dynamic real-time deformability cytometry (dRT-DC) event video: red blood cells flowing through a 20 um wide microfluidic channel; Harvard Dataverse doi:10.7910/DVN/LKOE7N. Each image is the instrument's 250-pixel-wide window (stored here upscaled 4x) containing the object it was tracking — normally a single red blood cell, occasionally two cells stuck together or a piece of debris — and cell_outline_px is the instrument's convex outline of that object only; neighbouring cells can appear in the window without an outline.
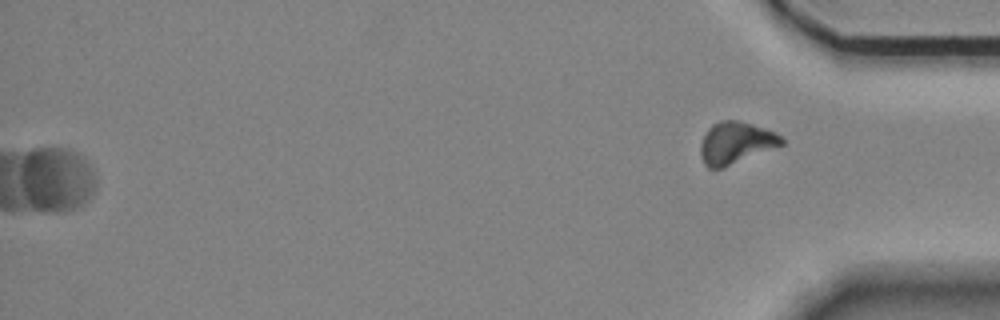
{"species": "Egyptian fruit bat (a non-hibernating species)", "species_latin": "Rousettus aegyptiacus", "temperature_condition": "room temperature", "stored_images_in_passage": 48, "camera_frame_rate_fps": 3000, "um_per_image_px": 0.085, "animal": {"sex": "female"}, "frame": {"image": 1, "passage_image": 48, "time_ms": 15.667, "image_size_px": [1000, 320], "cell_outline_px": [[784, 144], [720, 168], [708, 168], [704, 164], [700, 156], [700, 144], [708, 128], [712, 124], [720, 120], [740, 120], [776, 132], [784, 140]], "centroid_in_image_um": [62.51, 12.12], "position_along_channel_um": 372.7, "area_um2": 19.59}, "authors_computed_cell_mechanics": {"area_um2": 29.767, "velocity_mm_per_s": 3.3796, "shape_relaxation_time_tau1_ms": 0.3954, "shape_relaxation_time_tau2_ms": null, "deformation_change_tau1": 0.2529, "deformation_change_tau2": null}}